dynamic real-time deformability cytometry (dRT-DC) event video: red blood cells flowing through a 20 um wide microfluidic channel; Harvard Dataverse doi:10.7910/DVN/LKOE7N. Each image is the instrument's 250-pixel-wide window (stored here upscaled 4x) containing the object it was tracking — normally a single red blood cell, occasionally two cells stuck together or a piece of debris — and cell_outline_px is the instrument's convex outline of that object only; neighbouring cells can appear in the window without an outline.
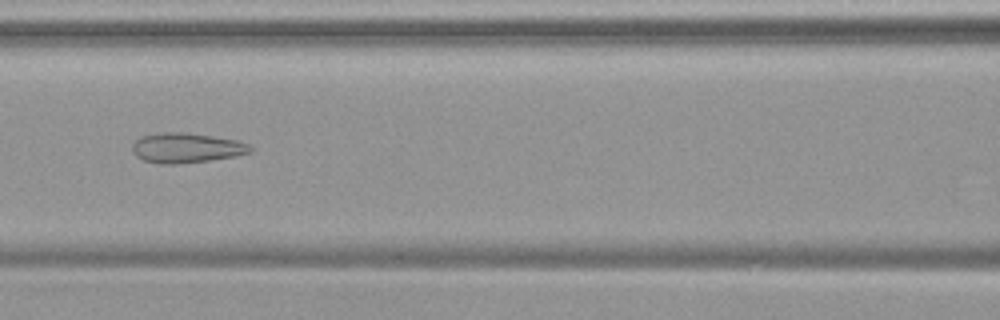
{"species": "common noctule bat (a hibernating species)", "species_latin": "Nyctalus noctula", "temperature_condition": "warm", "stored_images_in_passage": 50, "camera_frame_rate_fps": 3000, "um_per_image_px": 0.085, "animal": {"sex": "female", "body_mass_g": 19.9}, "frame": {"image": 1, "passage_image": 24, "time_ms": 7.667, "image_size_px": [1000, 320], "cell_outline_px": [[252, 152], [232, 156], [208, 160], [176, 164], [160, 164], [144, 160], [136, 156], [132, 152], [132, 144], [140, 136], [160, 132], [184, 132], [212, 136], [236, 140], [248, 144], [252, 148]], "centroid_in_image_um": [15.79, 12.56], "position_along_channel_um": 150.8, "area_um2": 20.46}}
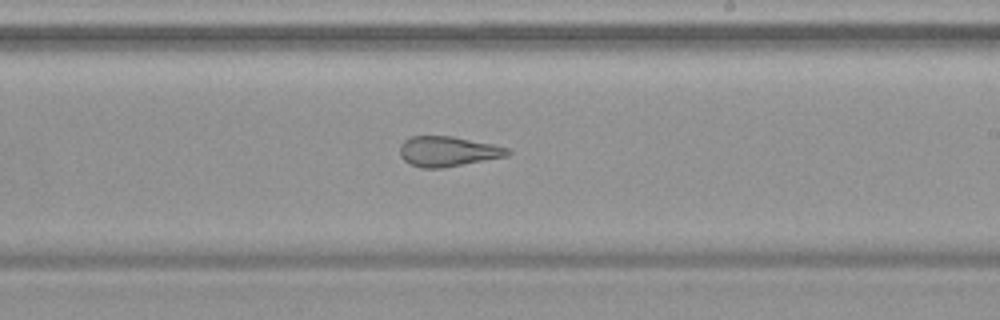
{"frame": {"image": 2, "passage_image": 32, "time_ms": 10.333, "image_size_px": [1000, 320], "cell_outline_px": [[512, 152], [508, 156], [444, 168], [420, 168], [404, 160], [400, 156], [400, 144], [404, 140], [412, 136], [452, 136], [492, 144], [508, 148]], "centroid_in_image_um": [38.07, 12.87], "position_along_channel_um": 250.9, "area_um2": 18.96}}
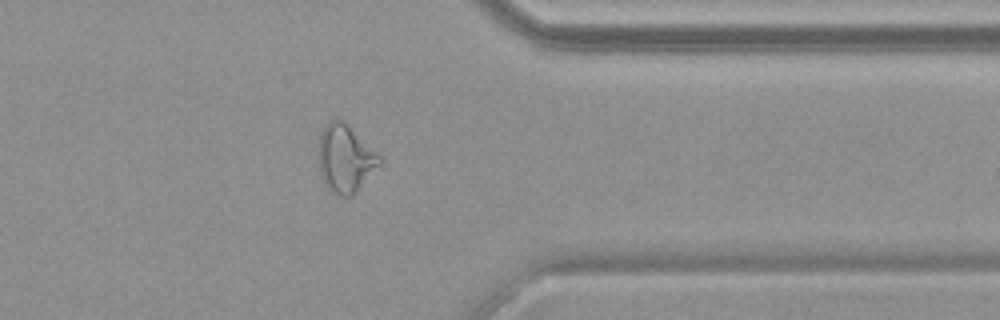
{"frame": {"image": 3, "passage_image": 43, "time_ms": 14.0, "image_size_px": [1000, 320], "cell_outline_px": [[384, 160], [352, 196], [340, 196], [328, 188], [324, 184], [320, 172], [320, 132], [328, 120], [336, 116], [344, 120], [384, 156]], "centroid_in_image_um": [29.4, 13.41], "position_along_channel_um": 382.0, "area_um2": 24.51}}